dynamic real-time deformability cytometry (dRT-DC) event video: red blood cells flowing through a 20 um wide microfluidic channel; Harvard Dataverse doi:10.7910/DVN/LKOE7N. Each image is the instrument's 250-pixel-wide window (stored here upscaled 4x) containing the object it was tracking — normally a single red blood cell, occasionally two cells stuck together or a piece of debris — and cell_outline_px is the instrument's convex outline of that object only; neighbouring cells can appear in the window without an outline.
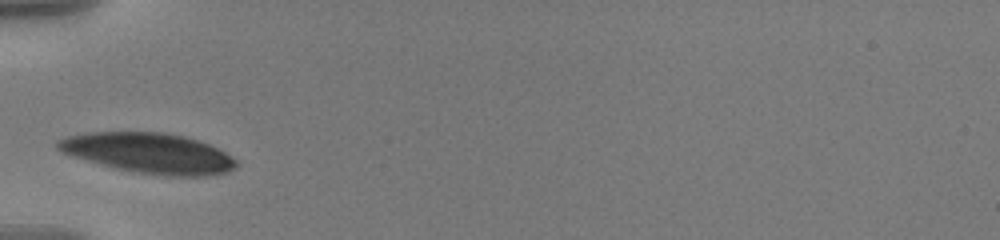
{"species": "human", "species_latin": "Homo sapiens", "temperature_condition": "warm", "stored_images_in_passage": 31, "camera_frame_rate_fps": 3000, "um_per_image_px": 0.085, "donor": {"sex": "male"}, "frame": {"image": 1, "passage_image": 1, "time_ms": 0.0, "image_size_px": [1000, 240], "cell_outline_px": [[236, 168], [228, 172], [208, 176], [168, 176], [136, 172], [116, 168], [100, 164], [72, 156], [60, 152], [56, 148], [56, 140], [64, 136], [84, 132], [164, 132], [184, 136], [208, 144], [232, 156], [236, 160]], "centroid_in_image_um": [12.61, 13.01], "position_along_channel_um": 72.4, "area_um2": 42.02}}
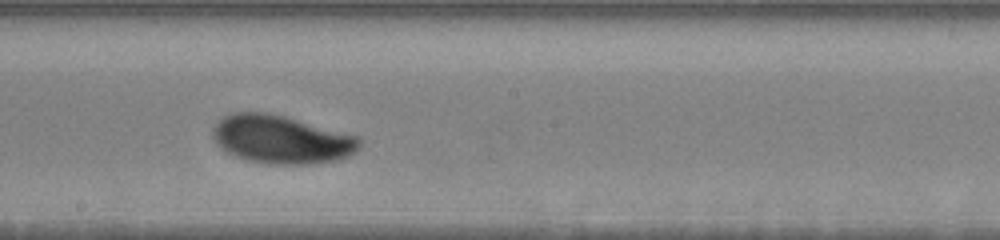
{"frame": {"image": 2, "passage_image": 14, "time_ms": 4.333, "image_size_px": [1000, 240], "cell_outline_px": [[360, 148], [356, 152], [348, 156], [336, 160], [308, 164], [268, 164], [244, 160], [220, 148], [216, 144], [212, 136], [212, 128], [224, 116], [232, 112], [268, 112], [284, 116], [360, 136]], "centroid_in_image_um": [23.91, 11.85], "position_along_channel_um": 224.3, "area_um2": 41.5}}
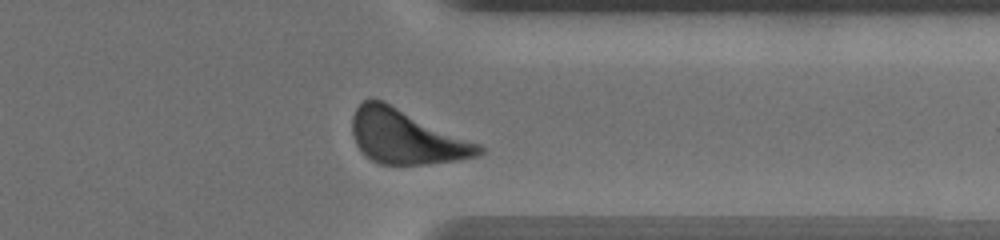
{"frame": {"image": 3, "passage_image": 27, "time_ms": 8.667, "image_size_px": [1000, 240], "cell_outline_px": [[484, 152], [476, 156], [460, 160], [428, 164], [380, 164], [372, 160], [356, 144], [352, 132], [352, 116], [356, 108], [364, 100], [372, 96], [384, 100], [480, 144], [484, 148]], "centroid_in_image_um": [34.52, 11.6], "position_along_channel_um": 376.9, "area_um2": 40.17}, "authors_computed_cell_mechanics": {"area_um2": 40.3444, "velocity_mm_per_s": 3.5234, "shape_relaxation_time_tau1_ms": 2.1308, "shape_relaxation_time_tau2_ms": null, "deformation_change_tau1": 0.1222, "deformation_change_tau2": null}}